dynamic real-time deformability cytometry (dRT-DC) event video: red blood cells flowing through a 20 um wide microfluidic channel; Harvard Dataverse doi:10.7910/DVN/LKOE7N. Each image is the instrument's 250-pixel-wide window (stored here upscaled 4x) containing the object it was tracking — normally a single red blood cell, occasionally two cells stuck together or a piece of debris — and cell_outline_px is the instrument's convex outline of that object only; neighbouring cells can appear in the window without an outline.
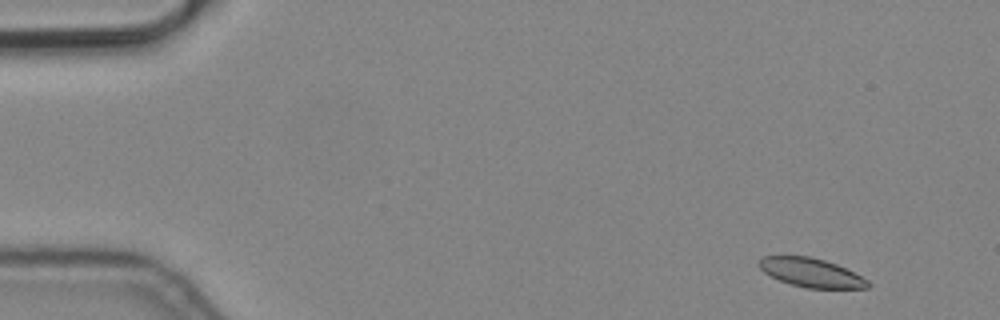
{"species": "common noctule bat (a hibernating species)", "species_latin": "Nyctalus noctula", "temperature_condition": "cold", "stored_images_in_passage": 5, "segment_of_instrument_passage": [1, 2], "camera_frame_rate_fps": 3000, "um_per_image_px": 0.085, "animal": {"sex": "male", "body_mass_g": 19.2, "forearm_length_mm": 51.8}, "frame": {"image": 1, "passage_image": 1, "time_ms": 0.0, "image_size_px": [1000, 320], "cell_outline_px": [[872, 284], [868, 288], [804, 288], [780, 280], [764, 272], [756, 264], [764, 256], [808, 256], [824, 260], [836, 264], [868, 280]], "centroid_in_image_um": [68.94, 23.18], "position_along_channel_um": 16.1, "area_um2": 18.09}}